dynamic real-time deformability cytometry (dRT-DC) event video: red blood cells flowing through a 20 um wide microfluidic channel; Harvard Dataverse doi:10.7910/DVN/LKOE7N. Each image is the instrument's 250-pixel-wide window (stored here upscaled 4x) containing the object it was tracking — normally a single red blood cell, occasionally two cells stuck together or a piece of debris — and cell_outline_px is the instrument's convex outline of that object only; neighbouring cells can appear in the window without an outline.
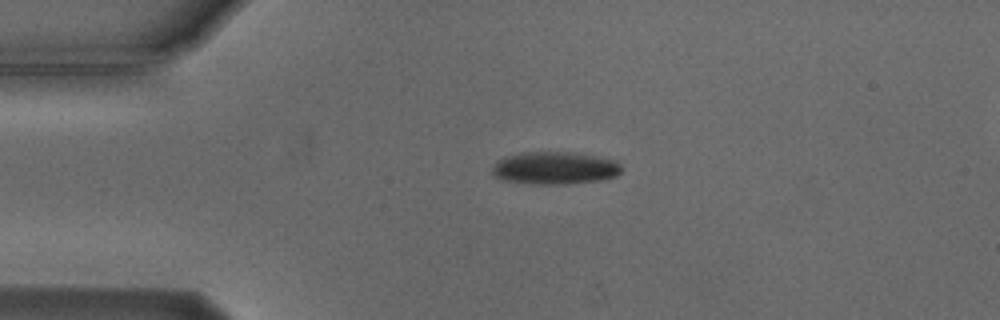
{"species": "Egyptian fruit bat (a non-hibernating species)", "species_latin": "Rousettus aegyptiacus", "temperature_condition": "cold", "stored_images_in_passage": 3, "camera_frame_rate_fps": 3000, "um_per_image_px": 0.085, "animal": {"sex": "male"}, "frame": {"image": 1, "passage_image": 1, "time_ms": 0.0, "image_size_px": [1000, 320], "cell_outline_px": [[624, 168], [616, 176], [600, 180], [568, 184], [532, 184], [504, 180], [492, 176], [492, 168], [504, 156], [528, 152], [568, 152], [596, 156], [616, 160]], "centroid_in_image_um": [47.18, 14.29], "position_along_channel_um": 37.8, "area_um2": 24.57}}
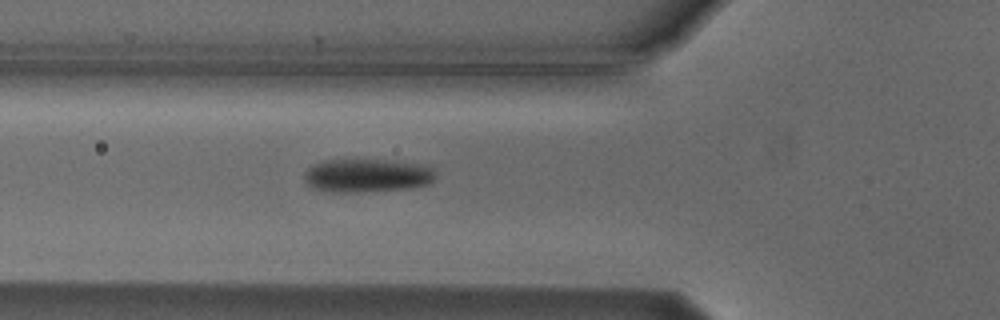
{"frame": {"image": 2, "passage_image": 3, "time_ms": 2.333, "image_size_px": [1000, 320], "cell_outline_px": [[436, 176], [428, 184], [412, 188], [348, 192], [332, 192], [312, 188], [304, 180], [304, 172], [308, 168], [324, 160], [352, 156], [396, 160], [428, 164], [432, 168]], "centroid_in_image_um": [31.21, 14.85], "position_along_channel_um": 94.6, "area_um2": 26.76}}